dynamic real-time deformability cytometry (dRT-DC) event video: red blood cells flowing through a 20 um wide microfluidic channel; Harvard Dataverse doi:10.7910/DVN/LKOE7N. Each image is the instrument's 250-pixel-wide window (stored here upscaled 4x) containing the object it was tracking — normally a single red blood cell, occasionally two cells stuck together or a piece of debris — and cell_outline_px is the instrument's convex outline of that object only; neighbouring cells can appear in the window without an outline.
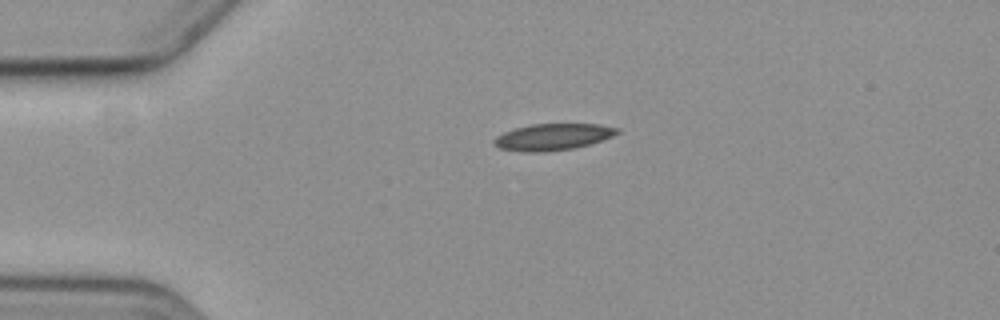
{"species": "common noctule bat (a hibernating species)", "species_latin": "Nyctalus noctula", "temperature_condition": "cold", "stored_images_in_passage": 2, "camera_frame_rate_fps": 3000, "um_per_image_px": 0.085, "animal": {"sex": "female", "body_mass_g": 19.3, "forearm_length_mm": 54.1}, "frame": {"image": 1, "passage_image": 1, "time_ms": 0.0, "image_size_px": [1000, 320], "cell_outline_px": [[620, 132], [612, 136], [576, 148], [544, 152], [524, 152], [500, 148], [492, 140], [496, 136], [504, 132], [516, 128], [532, 124], [600, 124], [620, 128]], "centroid_in_image_um": [47.0, 11.63], "position_along_channel_um": 38.0, "area_um2": 18.96}}